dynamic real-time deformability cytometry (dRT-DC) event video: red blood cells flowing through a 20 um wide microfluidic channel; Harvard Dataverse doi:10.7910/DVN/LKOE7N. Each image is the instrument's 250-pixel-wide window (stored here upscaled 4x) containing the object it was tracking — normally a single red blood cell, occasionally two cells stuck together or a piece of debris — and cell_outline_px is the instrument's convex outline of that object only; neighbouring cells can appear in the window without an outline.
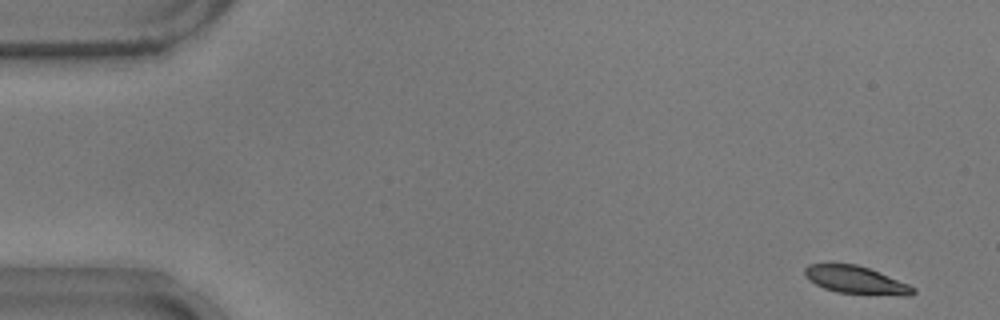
{"species": "common noctule bat (a hibernating species)", "species_latin": "Nyctalus noctula", "temperature_condition": "warm", "stored_images_in_passage": 52, "camera_frame_rate_fps": 3000, "um_per_image_px": 0.085, "animal": {"sex": "male", "body_mass_g": 17.9}, "frame": {"image": 1, "passage_image": 1, "time_ms": 0.0, "image_size_px": [1000, 320], "cell_outline_px": [[916, 292], [912, 296], [904, 296], [836, 292], [824, 288], [808, 280], [804, 276], [804, 268], [808, 264], [832, 260], [856, 264], [880, 272], [908, 284], [916, 288]], "centroid_in_image_um": [72.69, 23.75], "position_along_channel_um": 12.3, "area_um2": 18.26}}
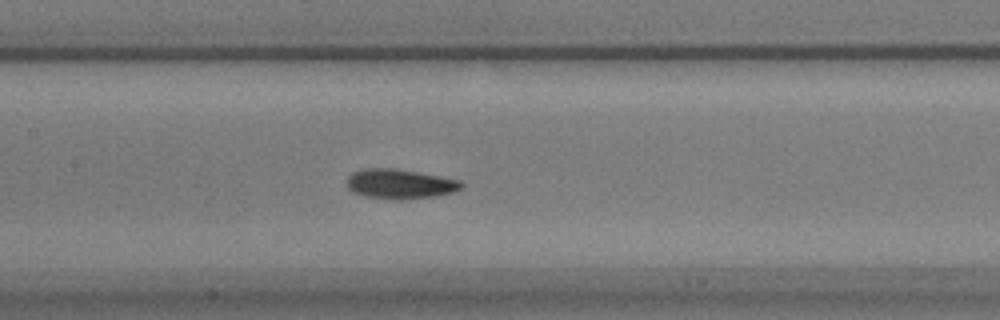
{"frame": {"image": 2, "passage_image": 24, "time_ms": 7.667, "image_size_px": [1000, 320], "cell_outline_px": [[464, 184], [460, 188], [452, 192], [436, 196], [400, 200], [396, 200], [368, 196], [352, 192], [348, 188], [348, 176], [352, 172], [360, 168], [396, 168], [460, 180]], "centroid_in_image_um": [33.97, 15.62], "position_along_channel_um": 173.4, "area_um2": 19.77}}
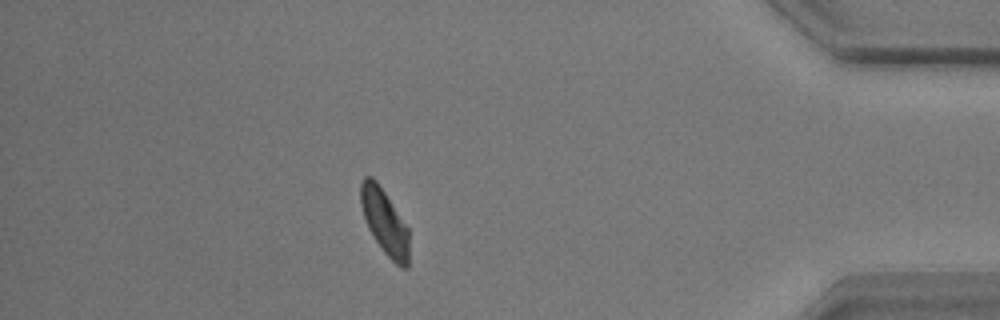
{"frame": {"image": 3, "passage_image": 46, "time_ms": 15.0, "image_size_px": [1000, 320], "cell_outline_px": [[408, 268], [400, 268], [384, 252], [372, 236], [364, 220], [360, 204], [360, 184], [364, 176], [372, 176], [376, 180], [408, 228]], "centroid_in_image_um": [32.66, 18.86], "position_along_channel_um": 402.5, "area_um2": 18.32}, "authors_computed_cell_mechanics": {"area_um2": 18.785, "velocity_mm_per_s": 3.7004, "shape_relaxation_time_tau1_ms": 2.9028, "shape_relaxation_time_tau2_ms": 3.3158, "deformation_change_tau1": 0.1048, "deformation_change_tau2": 0.0839}}